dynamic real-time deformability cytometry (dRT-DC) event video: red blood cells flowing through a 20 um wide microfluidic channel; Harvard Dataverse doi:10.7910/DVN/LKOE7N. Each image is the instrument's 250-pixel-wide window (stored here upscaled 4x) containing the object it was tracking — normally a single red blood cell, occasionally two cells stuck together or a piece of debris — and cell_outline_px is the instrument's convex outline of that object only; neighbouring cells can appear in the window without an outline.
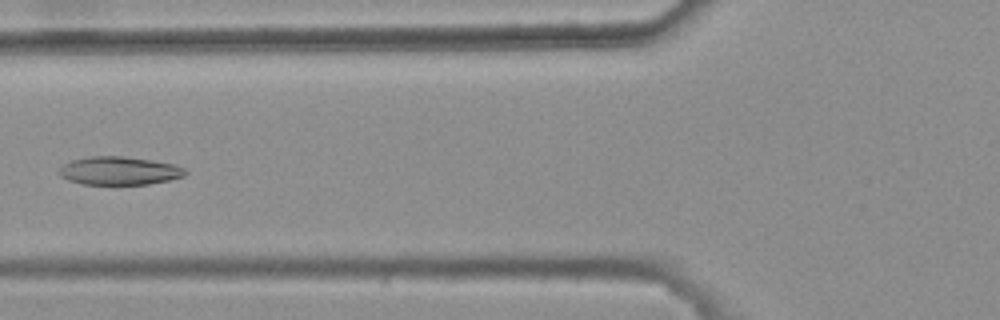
{"species": "common noctule bat (a hibernating species)", "species_latin": "Nyctalus noctula", "temperature_condition": "warm", "stored_images_in_passage": 6, "camera_frame_rate_fps": 3000, "um_per_image_px": 0.085, "animal": {"sex": "female", "body_mass_g": 25.1}, "frame": {"image": 1, "passage_image": 6, "time_ms": 1.667, "image_size_px": [1000, 320], "cell_outline_px": [[188, 172], [184, 176], [168, 180], [148, 184], [84, 184], [68, 180], [60, 176], [60, 168], [64, 164], [72, 160], [92, 156], [120, 156], [152, 160], [172, 164], [184, 168]], "centroid_in_image_um": [10.14, 14.51], "position_along_channel_um": 115.7, "area_um2": 20.52}}